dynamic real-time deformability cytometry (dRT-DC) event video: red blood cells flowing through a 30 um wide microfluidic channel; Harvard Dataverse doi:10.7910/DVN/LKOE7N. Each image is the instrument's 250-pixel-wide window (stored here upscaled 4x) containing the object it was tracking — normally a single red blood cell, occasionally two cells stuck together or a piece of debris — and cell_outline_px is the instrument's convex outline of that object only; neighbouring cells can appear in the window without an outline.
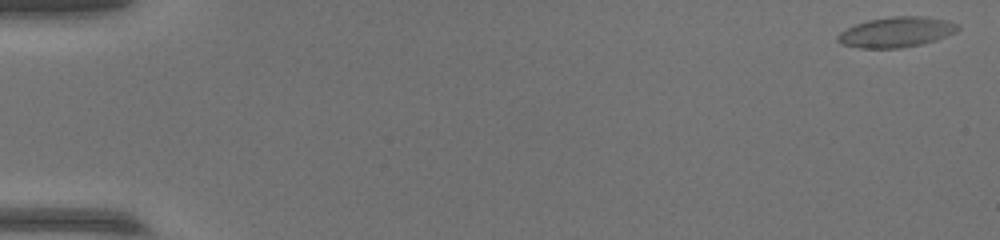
{"species": "common noctule bat (a hibernating species)", "species_latin": "Nyctalus noctula", "temperature_condition": "warm", "stored_images_in_passage": 54, "camera_frame_rate_fps": 3000, "um_per_image_px": 0.085, "animal": {"sex": "female", "body_mass_g": 17.0, "forearm_length_mm": 48.0}, "frame": {"image": 1, "passage_image": 1, "time_ms": 0.0, "image_size_px": [1000, 240], "cell_outline_px": [[960, 28], [956, 32], [936, 40], [920, 44], [900, 48], [860, 48], [844, 44], [836, 40], [836, 36], [840, 32], [856, 24], [868, 20], [892, 16], [924, 16], [948, 20], [960, 24]], "centroid_in_image_um": [76.22, 2.72], "position_along_channel_um": 8.8, "area_um2": 21.21}}
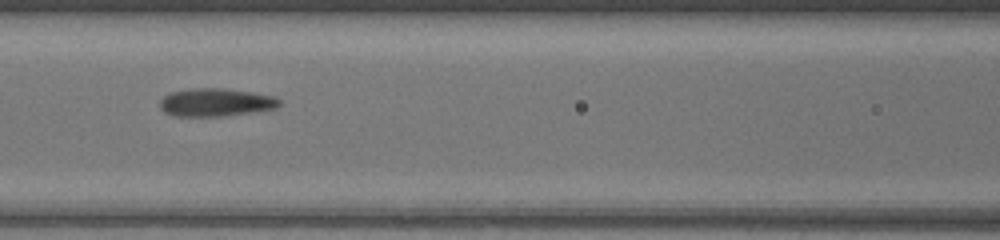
{"frame": {"image": 2, "passage_image": 25, "time_ms": 8.0, "image_size_px": [1000, 240], "cell_outline_px": [[280, 104], [276, 108], [252, 112], [224, 116], [172, 116], [164, 112], [160, 108], [160, 100], [164, 96], [172, 92], [192, 88], [220, 88], [252, 92], [276, 96], [280, 100]], "centroid_in_image_um": [18.34, 8.7], "position_along_channel_um": 148.3, "area_um2": 19.54}}
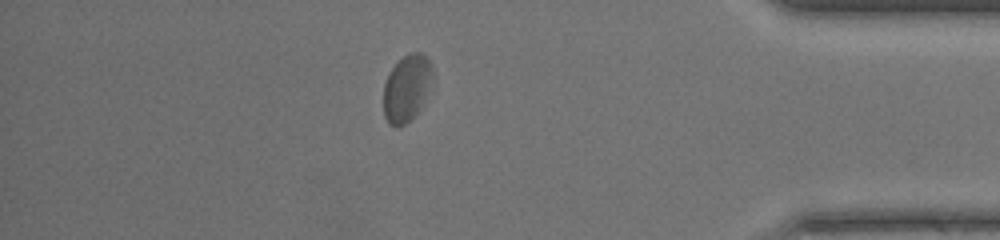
{"frame": {"image": 3, "passage_image": 47, "time_ms": 15.333, "image_size_px": [1000, 240], "cell_outline_px": [[436, 84], [420, 108], [404, 124], [396, 128], [388, 124], [384, 116], [384, 84], [388, 72], [408, 52], [420, 52], [432, 64]], "centroid_in_image_um": [34.63, 7.48], "position_along_channel_um": 400.6, "area_um2": 19.65}}